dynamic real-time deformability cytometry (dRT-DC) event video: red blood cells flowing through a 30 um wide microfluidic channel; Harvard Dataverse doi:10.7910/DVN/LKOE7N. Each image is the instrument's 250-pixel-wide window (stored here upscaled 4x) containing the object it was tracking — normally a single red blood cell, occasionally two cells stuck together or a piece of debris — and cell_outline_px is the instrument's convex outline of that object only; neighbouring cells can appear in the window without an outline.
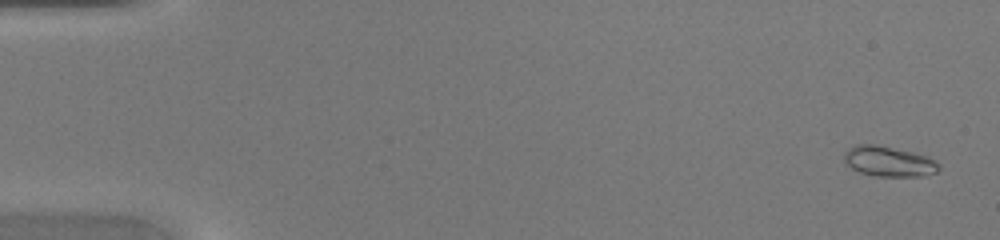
{"species": "common noctule bat (a hibernating species)", "species_latin": "Nyctalus noctula", "temperature_condition": "warm", "stored_images_in_passage": 45, "camera_frame_rate_fps": 3000, "um_per_image_px": 0.085, "animal": {"sex": "female", "body_mass_g": 20.0, "forearm_length_mm": 54.0}, "frame": {"image": 1, "passage_image": 2, "time_ms": 0.333, "image_size_px": [1000, 240], "cell_outline_px": [[940, 168], [936, 172], [924, 176], [872, 176], [860, 172], [844, 164], [844, 152], [848, 148], [856, 144], [876, 144], [912, 152], [928, 156], [936, 160], [940, 164]], "centroid_in_image_um": [75.53, 13.72], "position_along_channel_um": 9.5, "area_um2": 16.94}}
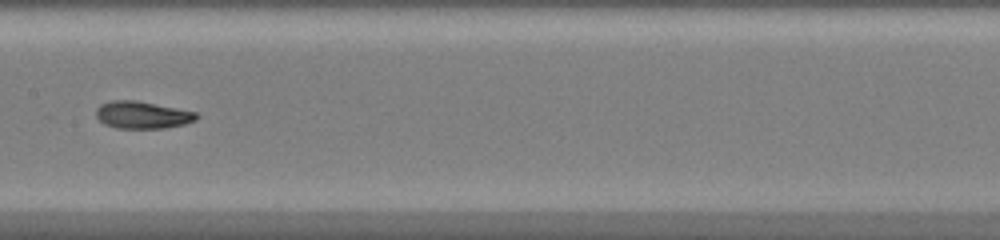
{"frame": {"image": 2, "passage_image": 24, "time_ms": 7.667, "image_size_px": [1000, 240], "cell_outline_px": [[200, 116], [196, 120], [184, 124], [164, 128], [116, 128], [104, 124], [96, 116], [96, 108], [100, 104], [112, 100], [136, 100], [196, 112]], "centroid_in_image_um": [12.09, 9.77], "position_along_channel_um": 195.3, "area_um2": 15.95}}
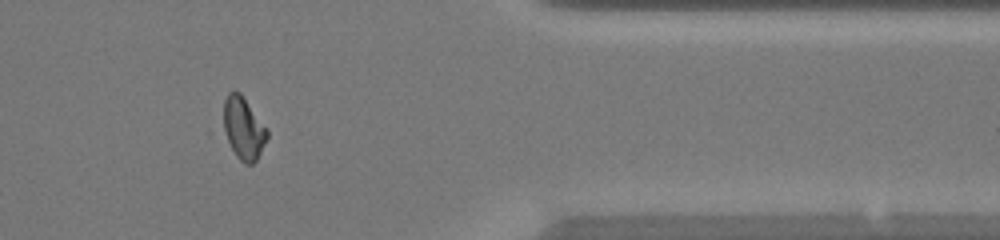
{"frame": {"image": 3, "passage_image": 38, "time_ms": 12.333, "image_size_px": [1000, 240], "cell_outline_px": [[268, 136], [256, 160], [252, 164], [244, 164], [236, 156], [216, 128], [224, 100], [228, 92], [240, 92], [268, 128]], "centroid_in_image_um": [20.56, 10.88], "position_along_channel_um": 390.8, "area_um2": 17.17}}